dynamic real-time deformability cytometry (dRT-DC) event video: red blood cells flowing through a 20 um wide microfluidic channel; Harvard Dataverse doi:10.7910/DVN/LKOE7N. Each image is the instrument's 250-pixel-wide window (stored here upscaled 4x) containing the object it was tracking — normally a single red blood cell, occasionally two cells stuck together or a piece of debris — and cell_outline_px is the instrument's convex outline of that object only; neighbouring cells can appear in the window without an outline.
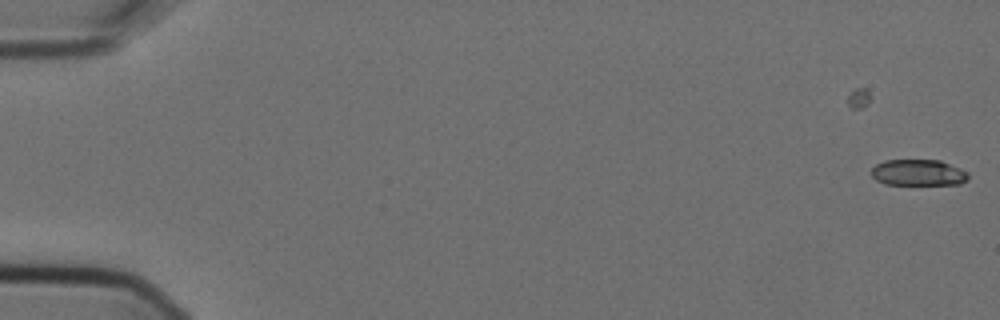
{"species": "Egyptian fruit bat (a non-hibernating species)", "species_latin": "Rousettus aegyptiacus", "temperature_condition": "cold", "stored_images_in_passage": 6, "camera_frame_rate_fps": 3000, "um_per_image_px": 0.085, "animal": {"sex": "female"}, "frame": {"image": 1, "passage_image": 2, "time_ms": 0.333, "image_size_px": [1000, 320], "cell_outline_px": [[968, 180], [960, 184], [884, 184], [876, 180], [872, 176], [872, 168], [876, 164], [884, 160], [940, 160], [960, 168], [968, 172]], "centroid_in_image_um": [78.06, 14.67], "position_along_channel_um": 6.9, "area_um2": 14.8}}
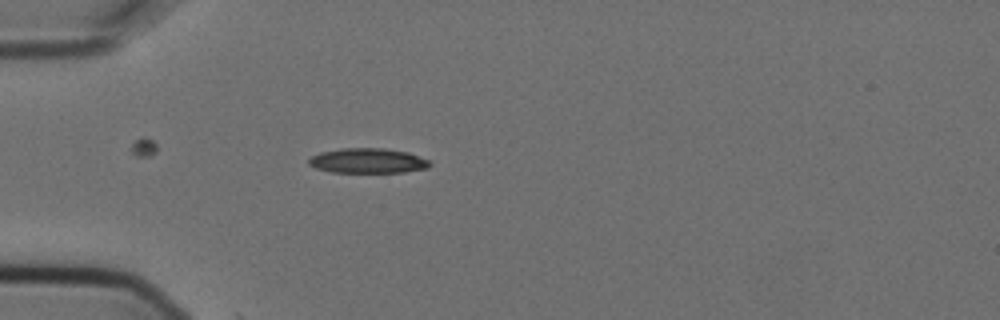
{"frame": {"image": 2, "passage_image": 6, "time_ms": 1.667, "image_size_px": [1000, 320], "cell_outline_px": [[432, 164], [428, 168], [404, 172], [332, 172], [316, 168], [308, 164], [308, 160], [312, 156], [320, 152], [340, 148], [384, 148], [408, 152], [428, 160]], "centroid_in_image_um": [31.26, 13.66], "position_along_channel_um": 53.7, "area_um2": 17.57}}